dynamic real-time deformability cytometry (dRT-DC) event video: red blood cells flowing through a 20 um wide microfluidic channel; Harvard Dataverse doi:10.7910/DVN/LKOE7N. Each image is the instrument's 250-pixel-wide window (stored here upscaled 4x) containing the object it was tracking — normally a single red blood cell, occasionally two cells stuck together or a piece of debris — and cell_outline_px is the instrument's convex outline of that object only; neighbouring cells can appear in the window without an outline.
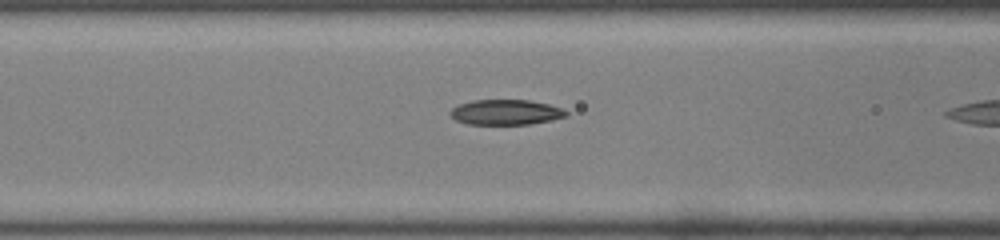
{"species": "common noctule bat (a hibernating species)", "species_latin": "Nyctalus noctula", "temperature_condition": "room temperature", "stored_images_in_passage": 7, "camera_frame_rate_fps": 3000, "um_per_image_px": 0.085, "animal": {"sex": "male", "body_mass_g": 19.0, "forearm_length_mm": 50.8}, "frame": {"image": 1, "passage_image": 6, "time_ms": 1.667, "image_size_px": [1000, 240], "cell_outline_px": [[568, 116], [552, 120], [528, 124], [468, 124], [456, 120], [448, 112], [456, 104], [472, 100], [528, 100], [548, 104], [560, 108], [568, 112]], "centroid_in_image_um": [42.96, 9.53], "position_along_channel_um": 123.6, "area_um2": 17.05}}